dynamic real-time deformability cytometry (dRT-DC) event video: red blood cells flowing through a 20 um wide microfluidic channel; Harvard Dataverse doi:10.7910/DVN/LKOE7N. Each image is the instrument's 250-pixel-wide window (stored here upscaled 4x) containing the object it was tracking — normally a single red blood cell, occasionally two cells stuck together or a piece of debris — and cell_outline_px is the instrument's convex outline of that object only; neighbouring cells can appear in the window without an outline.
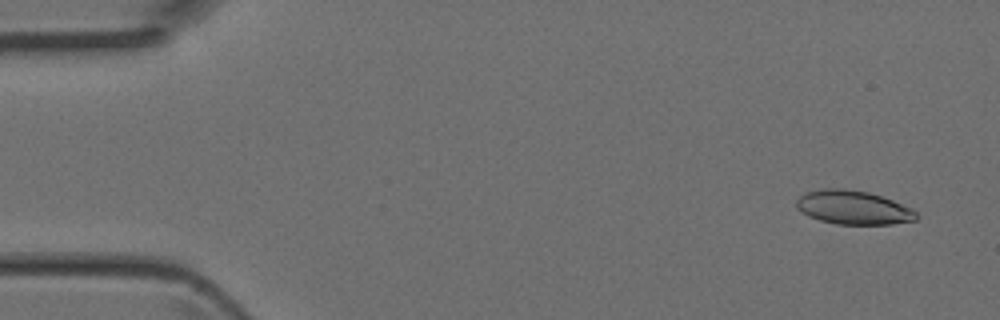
{"species": "Egyptian fruit bat (a non-hibernating species)", "species_latin": "Rousettus aegyptiacus", "temperature_condition": "room temperature", "stored_images_in_passage": 3, "camera_frame_rate_fps": 3000, "um_per_image_px": 0.085, "animal": {"sex": "female"}, "frame": {"image": 1, "passage_image": 1, "time_ms": 0.0, "image_size_px": [1000, 320], "cell_outline_px": [[920, 216], [916, 220], [892, 224], [836, 224], [820, 220], [808, 216], [796, 208], [796, 200], [804, 192], [820, 188], [844, 188], [868, 192], [892, 200], [912, 208]], "centroid_in_image_um": [72.51, 17.63], "position_along_channel_um": 12.5, "area_um2": 23.81}}